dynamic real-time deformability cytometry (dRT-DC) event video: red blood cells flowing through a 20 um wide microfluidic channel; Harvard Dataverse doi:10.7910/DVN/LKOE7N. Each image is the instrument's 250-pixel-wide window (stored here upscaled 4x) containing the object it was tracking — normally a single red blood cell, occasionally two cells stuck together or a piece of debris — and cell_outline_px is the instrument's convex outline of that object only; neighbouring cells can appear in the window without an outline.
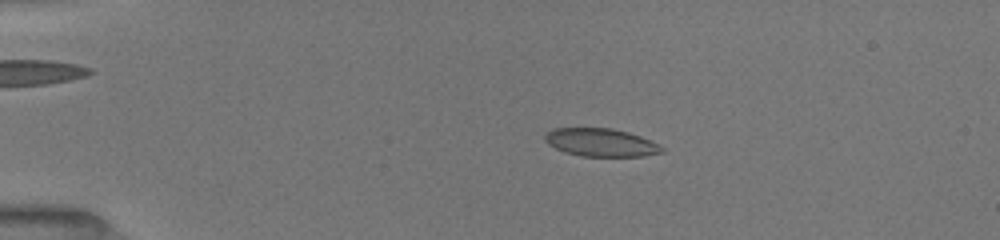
{"species": "common noctule bat (a hibernating species)", "species_latin": "Nyctalus noctula", "temperature_condition": "room temperature", "stored_images_in_passage": 19, "camera_frame_rate_fps": 3000, "um_per_image_px": 0.085, "animal": {"sex": "female", "body_mass_g": 19.5, "forearm_length_mm": 54.1}, "frame": {"image": 1, "passage_image": 12, "time_ms": 2.333, "image_size_px": [1000, 240], "cell_outline_px": [[664, 152], [644, 156], [580, 156], [564, 152], [548, 144], [544, 140], [544, 136], [548, 132], [556, 128], [612, 128], [628, 132], [640, 136], [664, 148]], "centroid_in_image_um": [51.06, 12.11], "position_along_channel_um": 33.9, "area_um2": 18.96}}
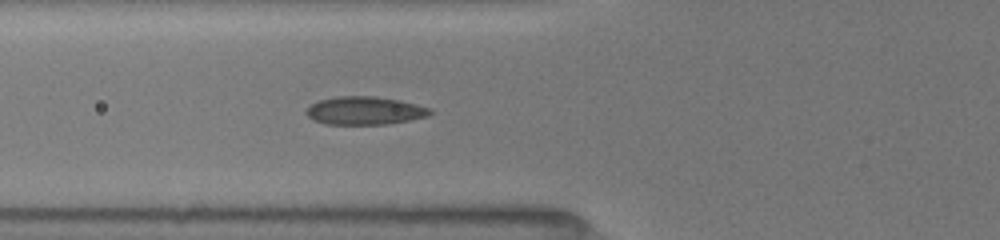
{"frame": {"image": 2, "passage_image": 19, "time_ms": 5.333, "image_size_px": [1000, 240], "cell_outline_px": [[432, 112], [428, 116], [388, 124], [324, 124], [308, 116], [304, 112], [312, 104], [320, 100], [336, 96], [376, 96], [400, 100], [432, 108]], "centroid_in_image_um": [31.02, 9.4], "position_along_channel_um": 94.8, "area_um2": 20.23}}